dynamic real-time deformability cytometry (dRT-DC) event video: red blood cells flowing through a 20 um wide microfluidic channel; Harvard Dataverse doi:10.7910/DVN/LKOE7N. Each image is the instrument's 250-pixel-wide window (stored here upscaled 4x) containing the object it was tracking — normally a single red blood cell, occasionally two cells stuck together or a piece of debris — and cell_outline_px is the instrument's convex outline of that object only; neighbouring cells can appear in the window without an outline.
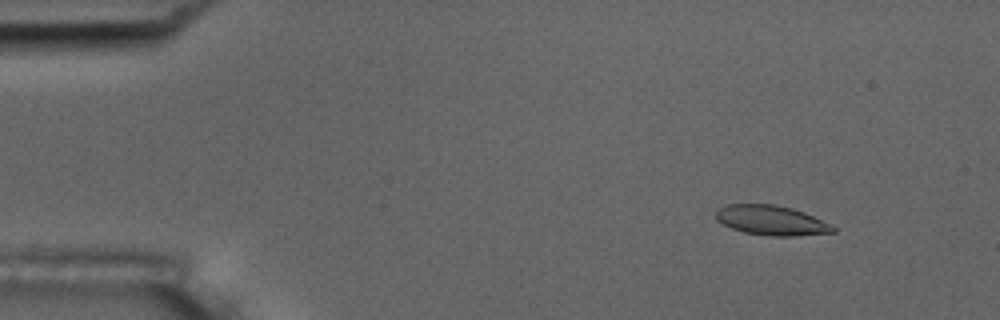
{"species": "common noctule bat (a hibernating species)", "species_latin": "Nyctalus noctula", "temperature_condition": "room temperature", "stored_images_in_passage": 4, "camera_frame_rate_fps": 3000, "um_per_image_px": 0.085, "animal": {"sex": "male", "body_mass_g": 17.5, "forearm_length_mm": 52.3}, "frame": {"image": 1, "passage_image": 2, "time_ms": 0.333, "image_size_px": [1000, 320], "cell_outline_px": [[836, 232], [796, 236], [768, 236], [744, 232], [732, 228], [716, 220], [716, 212], [720, 208], [728, 204], [776, 204], [792, 208], [804, 212], [836, 228]], "centroid_in_image_um": [65.56, 18.73], "position_along_channel_um": 19.4, "area_um2": 20.17}}